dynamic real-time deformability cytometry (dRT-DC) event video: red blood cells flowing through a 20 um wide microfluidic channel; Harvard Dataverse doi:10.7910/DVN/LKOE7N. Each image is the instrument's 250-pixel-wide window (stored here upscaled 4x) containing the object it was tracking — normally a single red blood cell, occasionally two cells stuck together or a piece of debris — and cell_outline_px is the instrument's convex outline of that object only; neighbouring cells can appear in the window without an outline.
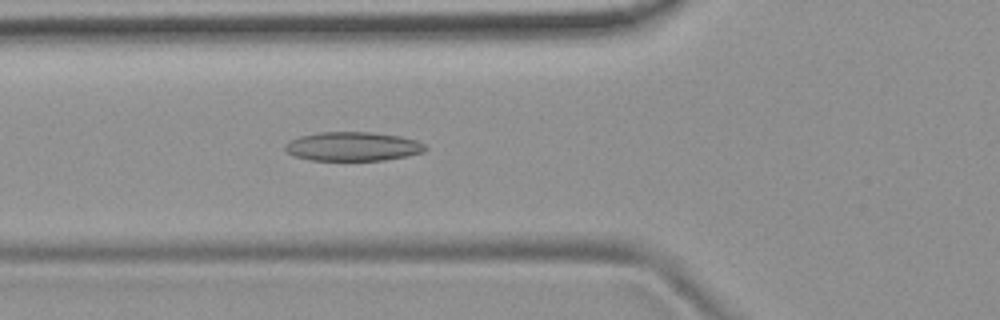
{"species": "common noctule bat (a hibernating species)", "species_latin": "Nyctalus noctula", "temperature_condition": "room temperature", "stored_images_in_passage": 48, "camera_frame_rate_fps": 3000, "um_per_image_px": 0.085, "animal": {"sex": "female", "body_mass_g": 19.9}, "frame": {"image": 1, "passage_image": 16, "time_ms": 5.0, "image_size_px": [1000, 320], "cell_outline_px": [[428, 148], [424, 152], [384, 160], [312, 160], [296, 156], [288, 152], [284, 148], [284, 144], [300, 136], [320, 132], [372, 132], [400, 136], [416, 140], [424, 144]], "centroid_in_image_um": [30.01, 12.44], "position_along_channel_um": 95.8, "area_um2": 23.52}}
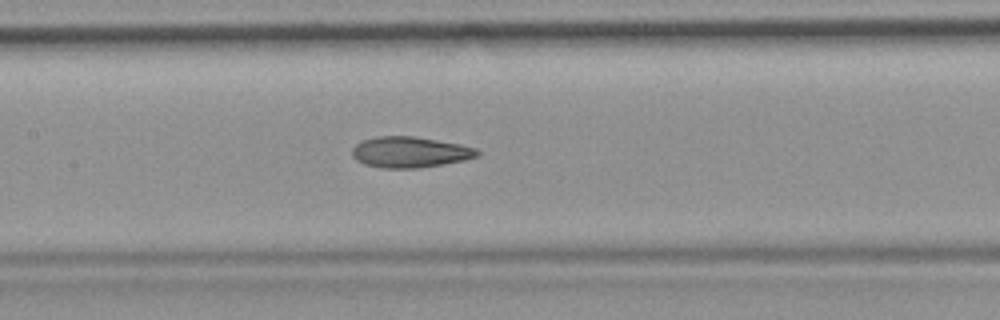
{"frame": {"image": 2, "passage_image": 22, "time_ms": 7.0, "image_size_px": [1000, 320], "cell_outline_px": [[480, 156], [464, 160], [420, 168], [380, 168], [364, 164], [356, 160], [352, 156], [352, 148], [360, 140], [376, 136], [412, 136], [460, 144], [476, 148], [480, 152]], "centroid_in_image_um": [34.82, 12.93], "position_along_channel_um": 172.6, "area_um2": 22.66}}
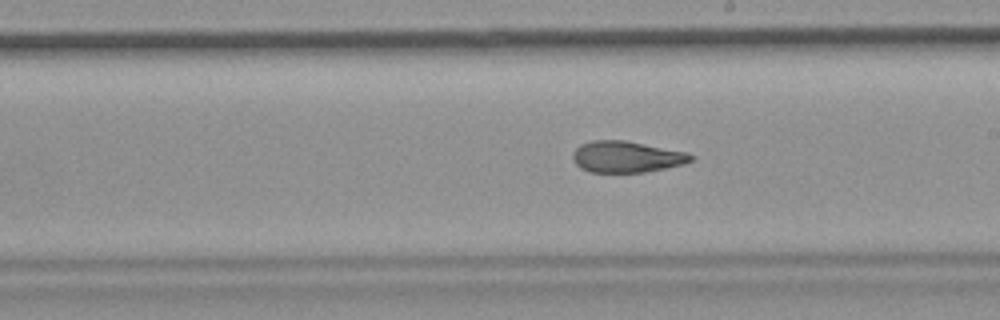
{"frame": {"image": 3, "passage_image": 27, "time_ms": 8.667, "image_size_px": [1000, 320], "cell_outline_px": [[696, 156], [692, 160], [684, 164], [644, 172], [588, 172], [580, 168], [572, 160], [572, 152], [580, 144], [592, 140], [624, 140], [688, 152]], "centroid_in_image_um": [53.24, 13.32], "position_along_channel_um": 235.8, "area_um2": 21.73}}